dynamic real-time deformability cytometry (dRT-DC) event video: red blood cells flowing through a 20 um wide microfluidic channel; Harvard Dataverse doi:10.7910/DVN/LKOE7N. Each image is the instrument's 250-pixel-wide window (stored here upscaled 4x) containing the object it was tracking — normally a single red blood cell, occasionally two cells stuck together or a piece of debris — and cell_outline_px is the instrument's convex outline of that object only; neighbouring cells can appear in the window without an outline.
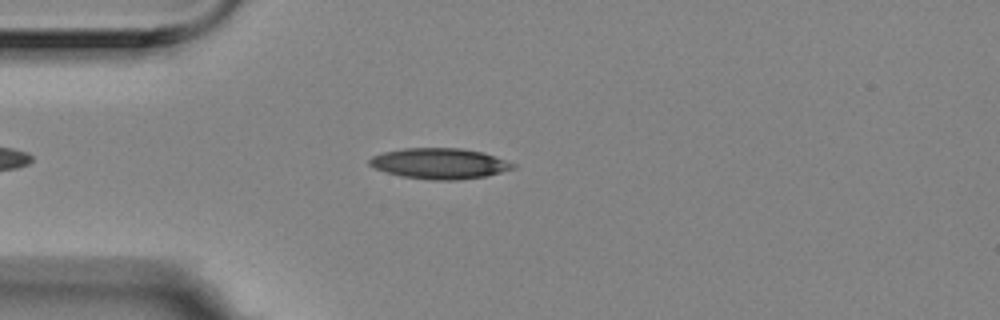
{"species": "Egyptian fruit bat (a non-hibernating species)", "species_latin": "Rousettus aegyptiacus", "temperature_condition": "room temperature", "stored_images_in_passage": 4, "camera_frame_rate_fps": 3000, "um_per_image_px": 0.085, "animal": {"sex": "female"}, "frame": {"image": 1, "passage_image": 4, "time_ms": 1.0, "image_size_px": [1000, 320], "cell_outline_px": [[516, 168], [484, 176], [456, 180], [432, 180], [400, 176], [376, 168], [368, 164], [368, 160], [372, 156], [384, 152], [404, 148], [460, 148], [484, 152], [516, 164]], "centroid_in_image_um": [37.37, 13.89], "position_along_channel_um": 47.6, "area_um2": 25.55}}